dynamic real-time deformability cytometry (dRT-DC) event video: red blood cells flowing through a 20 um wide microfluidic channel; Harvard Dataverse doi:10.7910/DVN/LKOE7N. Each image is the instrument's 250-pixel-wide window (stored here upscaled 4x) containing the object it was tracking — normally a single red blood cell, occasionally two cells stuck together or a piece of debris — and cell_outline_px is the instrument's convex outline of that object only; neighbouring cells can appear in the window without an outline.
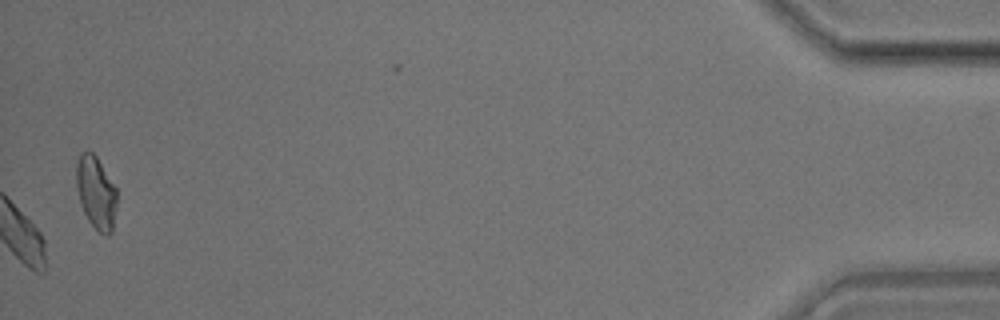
{"species": "common noctule bat (a hibernating species)", "species_latin": "Nyctalus noctula", "temperature_condition": "room temperature", "stored_images_in_passage": 38, "camera_frame_rate_fps": 3000, "um_per_image_px": 0.085, "animal": {"sex": "male", "body_mass_g": 17.9}, "frame": {"image": 1, "passage_image": 38, "time_ms": 12.333, "image_size_px": [1000, 320], "cell_outline_px": [[116, 208], [112, 232], [108, 236], [100, 232], [88, 220], [80, 204], [76, 188], [76, 164], [80, 152], [92, 152], [96, 156], [116, 188]], "centroid_in_image_um": [8.15, 16.37], "position_along_channel_um": 427.1, "area_um2": 17.11}}